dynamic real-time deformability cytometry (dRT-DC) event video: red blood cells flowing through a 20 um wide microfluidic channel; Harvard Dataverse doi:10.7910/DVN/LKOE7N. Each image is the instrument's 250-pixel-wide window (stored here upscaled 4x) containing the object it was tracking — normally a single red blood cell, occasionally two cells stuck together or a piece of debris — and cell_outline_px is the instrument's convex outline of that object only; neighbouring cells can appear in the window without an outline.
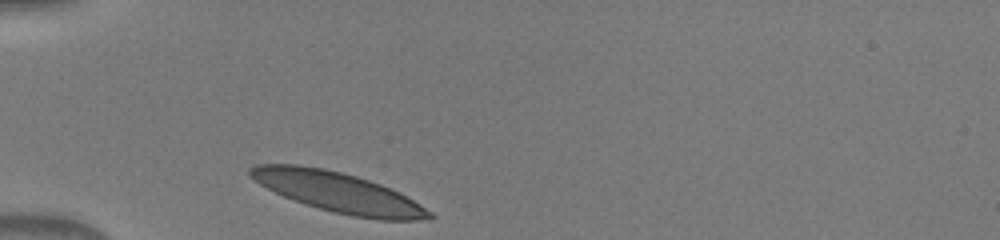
{"species": "human", "species_latin": "Homo sapiens", "temperature_condition": "warm", "stored_images_in_passage": 29, "camera_frame_rate_fps": 3000, "um_per_image_px": 0.085, "donor": {"sex": "male"}, "frame": {"image": 1, "passage_image": 1, "time_ms": 0.0, "image_size_px": [1000, 240], "cell_outline_px": [[436, 216], [432, 220], [380, 220], [352, 216], [332, 212], [284, 196], [260, 184], [248, 176], [248, 168], [256, 164], [300, 164], [324, 168], [356, 176], [380, 184], [420, 204], [432, 212]], "centroid_in_image_um": [28.74, 16.34], "position_along_channel_um": 56.3, "area_um2": 41.5}}
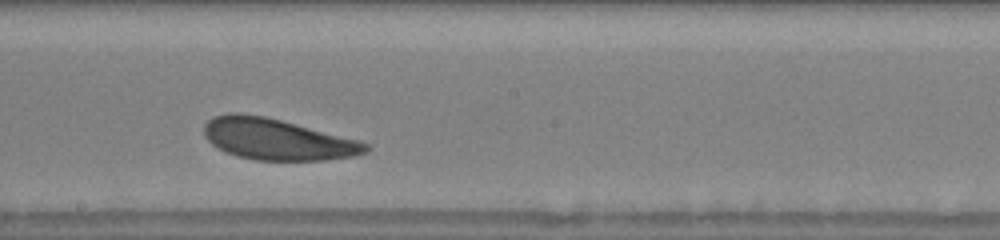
{"frame": {"image": 2, "passage_image": 15, "time_ms": 4.667, "image_size_px": [1000, 240], "cell_outline_px": [[372, 148], [368, 152], [356, 156], [324, 160], [256, 160], [236, 156], [224, 152], [216, 148], [204, 136], [204, 124], [212, 116], [228, 112], [240, 112], [264, 116], [360, 140], [368, 144]], "centroid_in_image_um": [23.55, 11.84], "position_along_channel_um": 224.7, "area_um2": 39.19}}
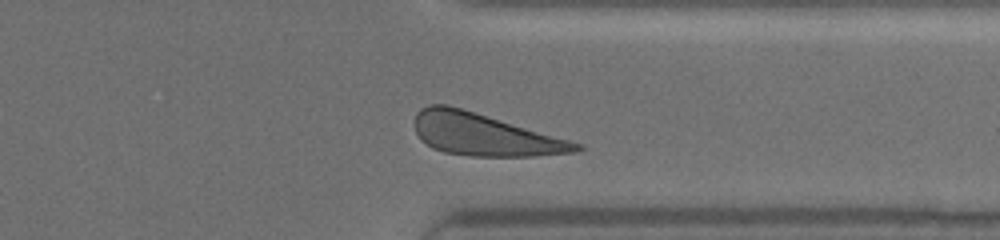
{"frame": {"image": 3, "passage_image": 26, "time_ms": 8.333, "image_size_px": [1000, 240], "cell_outline_px": [[584, 148], [580, 152], [536, 156], [472, 156], [444, 152], [432, 148], [420, 140], [416, 132], [416, 112], [420, 108], [428, 104], [448, 104], [584, 144]], "centroid_in_image_um": [41.19, 11.44], "position_along_channel_um": 370.2, "area_um2": 39.82}}